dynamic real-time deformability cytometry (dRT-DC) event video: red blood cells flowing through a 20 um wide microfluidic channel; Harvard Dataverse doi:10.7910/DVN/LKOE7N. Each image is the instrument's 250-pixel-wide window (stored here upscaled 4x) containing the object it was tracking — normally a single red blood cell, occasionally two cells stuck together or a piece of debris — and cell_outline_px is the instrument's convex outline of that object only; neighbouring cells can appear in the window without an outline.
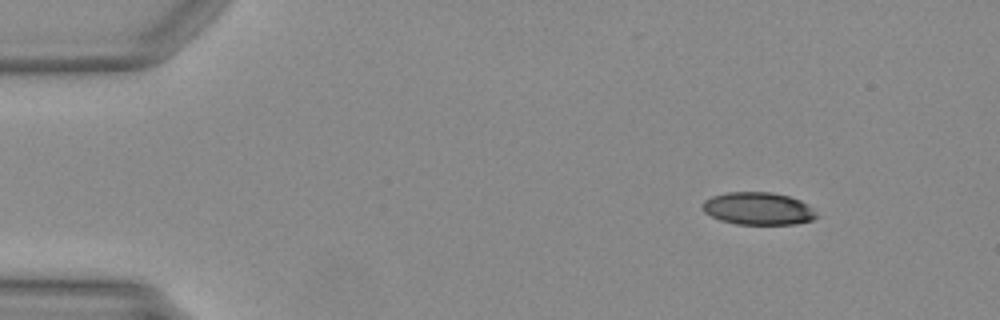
{"species": "Egyptian fruit bat (a non-hibernating species)", "species_latin": "Rousettus aegyptiacus", "temperature_condition": "warm", "stored_images_in_passage": 44, "camera_frame_rate_fps": 3000, "um_per_image_px": 0.085, "animal": {"sex": "female"}, "frame": {"image": 1, "passage_image": 1, "time_ms": 0.0, "image_size_px": [1000, 320], "cell_outline_px": [[820, 216], [812, 220], [796, 224], [736, 224], [720, 220], [704, 212], [704, 200], [712, 196], [728, 192], [772, 192], [788, 196], [800, 200], [808, 204]], "centroid_in_image_um": [64.49, 17.73], "position_along_channel_um": 20.5, "area_um2": 21.62}}
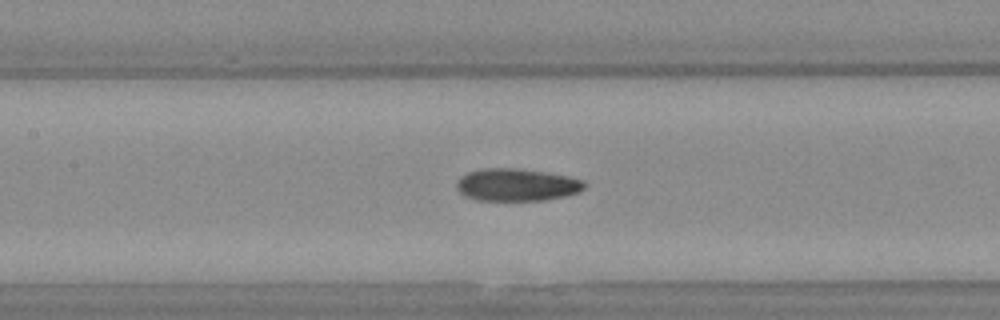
{"frame": {"image": 2, "passage_image": 18, "time_ms": 5.667, "image_size_px": [1000, 320], "cell_outline_px": [[588, 184], [580, 192], [568, 196], [544, 200], [476, 200], [464, 196], [456, 188], [456, 180], [460, 176], [468, 172], [480, 168], [520, 168], [548, 172], [568, 176], [584, 180]], "centroid_in_image_um": [43.94, 15.7], "position_along_channel_um": 163.5, "area_um2": 24.68}}
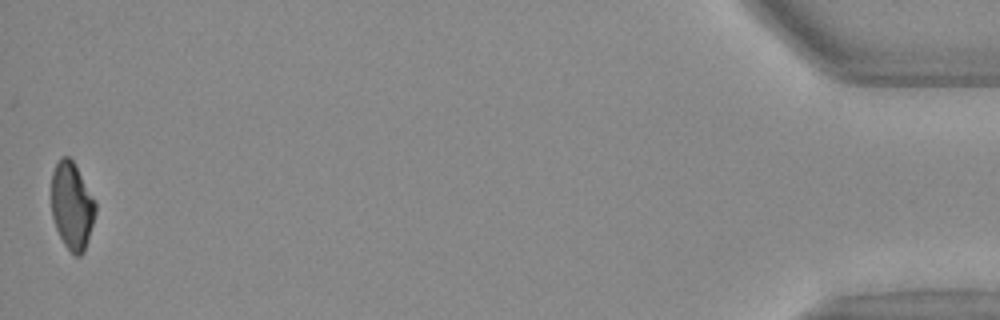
{"frame": {"image": 3, "passage_image": 44, "time_ms": 14.333, "image_size_px": [1000, 320], "cell_outline_px": [[96, 212], [84, 252], [80, 256], [72, 256], [64, 244], [56, 228], [52, 216], [52, 172], [56, 164], [64, 156], [68, 156], [72, 160], [96, 200]], "centroid_in_image_um": [6.13, 17.53], "position_along_channel_um": 429.1, "area_um2": 22.37}}